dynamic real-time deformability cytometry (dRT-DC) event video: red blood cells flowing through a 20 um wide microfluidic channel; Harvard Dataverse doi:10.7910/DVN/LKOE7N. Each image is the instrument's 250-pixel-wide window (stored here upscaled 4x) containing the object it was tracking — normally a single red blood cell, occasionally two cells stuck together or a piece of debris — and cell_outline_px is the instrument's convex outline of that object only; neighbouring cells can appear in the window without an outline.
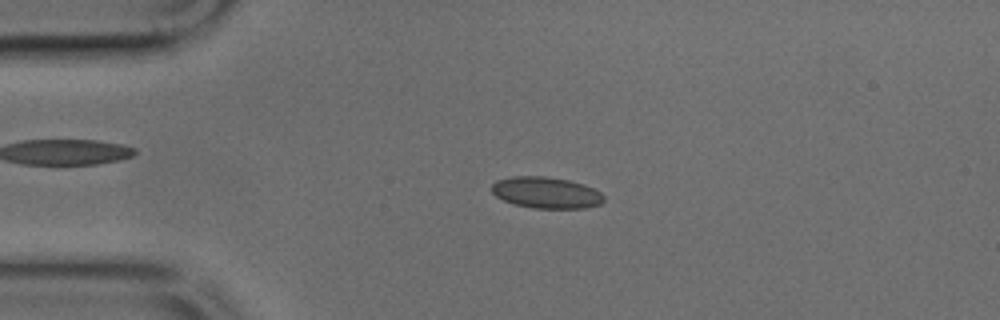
{"species": "common noctule bat (a hibernating species)", "species_latin": "Nyctalus noctula", "temperature_condition": "cold", "stored_images_in_passage": 43, "camera_frame_rate_fps": 3000, "um_per_image_px": 0.085, "animal": {"sex": "male", "body_mass_g": 17.9, "forearm_length_mm": 54.2}, "frame": {"image": 1, "passage_image": 5, "time_ms": 1.333, "image_size_px": [1000, 320], "cell_outline_px": [[604, 200], [600, 204], [588, 208], [532, 208], [516, 204], [504, 200], [496, 196], [492, 192], [492, 184], [496, 180], [512, 176], [544, 176], [568, 180], [584, 184], [600, 192], [604, 196]], "centroid_in_image_um": [46.43, 16.37], "position_along_channel_um": 38.6, "area_um2": 20.46}}
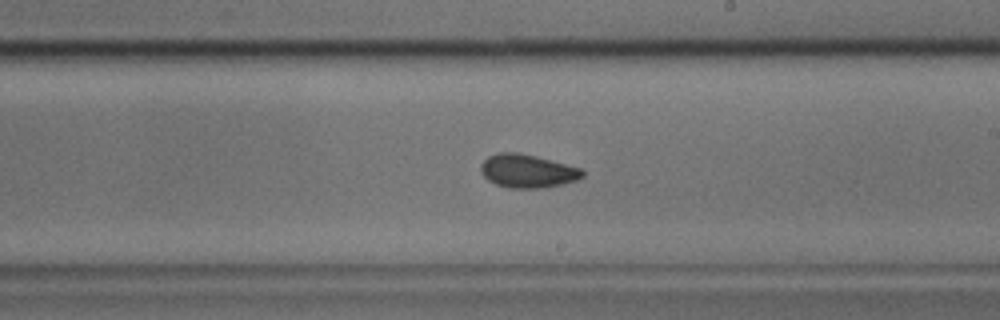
{"frame": {"image": 2, "passage_image": 22, "time_ms": 7.0, "image_size_px": [1000, 320], "cell_outline_px": [[584, 176], [576, 180], [544, 188], [508, 188], [496, 184], [488, 180], [480, 172], [480, 164], [488, 156], [496, 152], [520, 152], [536, 156], [580, 168], [584, 172]], "centroid_in_image_um": [44.79, 14.53], "position_along_channel_um": 244.2, "area_um2": 19.83}}
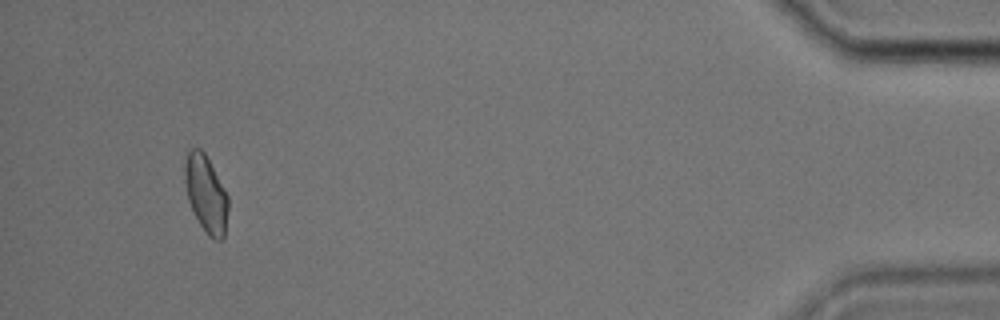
{"frame": {"image": 3, "passage_image": 40, "time_ms": 13.0, "image_size_px": [1000, 320], "cell_outline_px": [[228, 208], [224, 236], [220, 240], [212, 240], [208, 236], [200, 224], [188, 200], [184, 180], [184, 164], [188, 152], [192, 148], [200, 148], [204, 152], [228, 196]], "centroid_in_image_um": [17.5, 16.49], "position_along_channel_um": 417.7, "area_um2": 19.25}}